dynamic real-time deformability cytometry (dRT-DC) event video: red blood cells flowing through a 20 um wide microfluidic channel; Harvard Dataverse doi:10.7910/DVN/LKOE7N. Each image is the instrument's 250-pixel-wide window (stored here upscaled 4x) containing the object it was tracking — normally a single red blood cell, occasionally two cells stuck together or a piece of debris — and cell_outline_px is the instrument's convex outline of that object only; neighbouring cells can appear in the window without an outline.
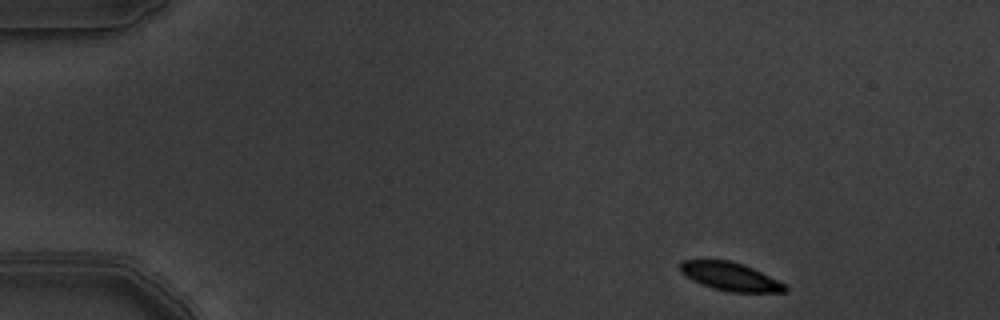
{"species": "common noctule bat (a hibernating species)", "species_latin": "Nyctalus noctula", "temperature_condition": "warm", "stored_images_in_passage": 4, "segment_of_instrument_passage": [1, 2], "camera_frame_rate_fps": 3000, "um_per_image_px": 0.085, "animal": {"sex": "male", "body_mass_g": 19.5, "forearm_length_mm": 54.6}, "frame": {"image": 1, "passage_image": 1, "time_ms": 0.0, "image_size_px": [1000, 320], "cell_outline_px": [[788, 288], [784, 292], [728, 292], [712, 288], [692, 280], [680, 272], [680, 264], [684, 260], [728, 260], [752, 268], [784, 284]], "centroid_in_image_um": [62.03, 23.51], "position_along_channel_um": 23.0, "area_um2": 16.94}}